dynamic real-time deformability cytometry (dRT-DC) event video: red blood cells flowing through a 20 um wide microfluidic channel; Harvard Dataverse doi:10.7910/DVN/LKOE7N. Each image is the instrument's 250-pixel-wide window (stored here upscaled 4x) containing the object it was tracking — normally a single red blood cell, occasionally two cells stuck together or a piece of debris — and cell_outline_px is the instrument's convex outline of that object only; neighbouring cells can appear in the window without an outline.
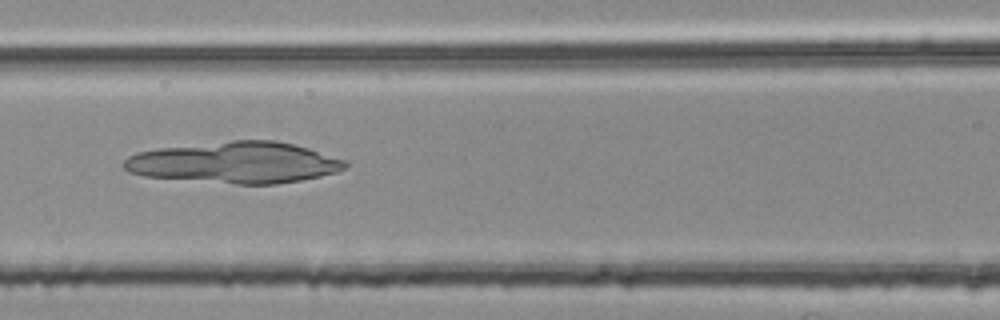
{"species": "common noctule bat (a hibernating species)", "species_latin": "Nyctalus noctula", "temperature_condition": "room temperature", "stored_images_in_passage": 53, "camera_frame_rate_fps": 3000, "um_per_image_px": 0.085, "animal": {"sex": "female", "body_mass_g": 25.1}, "frame": {"image": 1, "passage_image": 23, "time_ms": 7.333, "image_size_px": [1000, 320], "cell_outline_px": [[348, 164], [344, 168], [336, 172], [320, 176], [300, 180], [276, 184], [236, 184], [144, 176], [128, 172], [124, 168], [124, 160], [128, 156], [136, 152], [160, 148], [232, 140], [276, 140], [308, 148], [348, 160]], "centroid_in_image_um": [19.99, 13.81], "position_along_channel_um": 146.6, "area_um2": 53.18}}
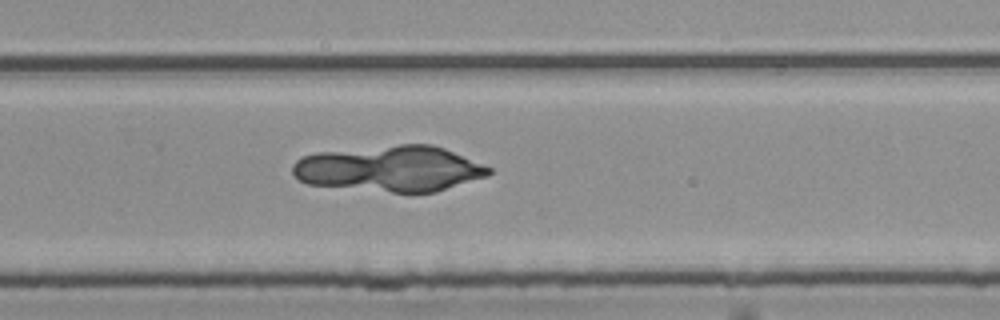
{"frame": {"image": 2, "passage_image": 35, "time_ms": 11.333, "image_size_px": [1000, 320], "cell_outline_px": [[492, 172], [488, 176], [436, 192], [392, 192], [308, 184], [292, 176], [292, 164], [296, 160], [304, 156], [316, 152], [400, 144], [432, 144], [444, 148], [492, 168]], "centroid_in_image_um": [33.13, 14.33], "position_along_channel_um": 296.7, "area_um2": 52.37}}
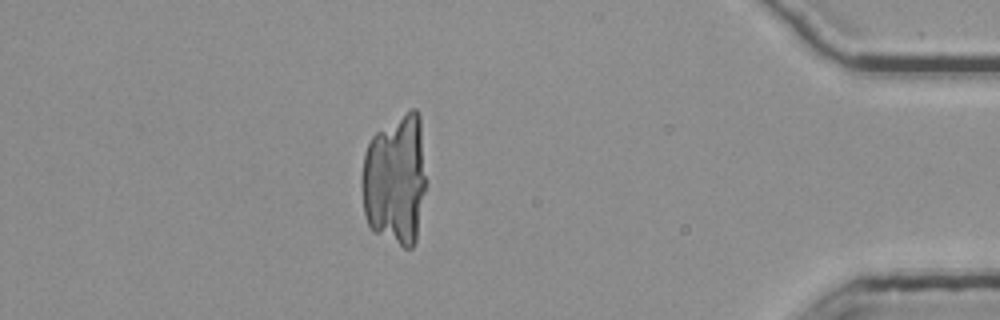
{"frame": {"image": 3, "passage_image": 47, "time_ms": 15.333, "image_size_px": [1000, 320], "cell_outline_px": [[428, 184], [416, 240], [412, 248], [404, 248], [372, 232], [364, 216], [360, 184], [360, 180], [364, 152], [372, 136], [376, 132], [412, 108], [416, 108], [420, 116], [428, 180]], "centroid_in_image_um": [33.62, 15.3], "position_along_channel_um": 401.6, "area_um2": 50.86}}